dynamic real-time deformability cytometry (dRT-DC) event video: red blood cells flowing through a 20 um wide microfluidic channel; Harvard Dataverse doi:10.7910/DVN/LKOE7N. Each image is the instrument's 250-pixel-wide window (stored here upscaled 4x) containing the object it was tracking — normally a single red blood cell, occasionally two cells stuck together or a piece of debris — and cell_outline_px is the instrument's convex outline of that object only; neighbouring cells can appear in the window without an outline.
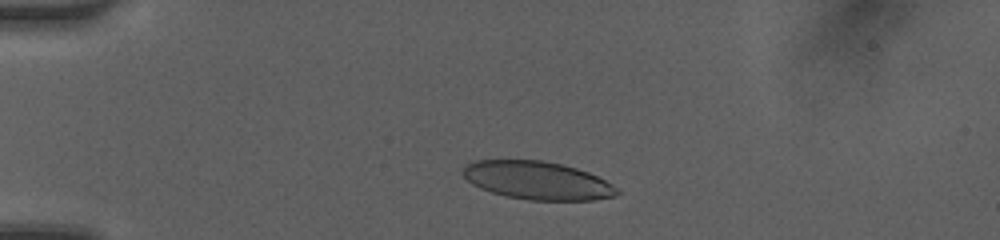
{"species": "human", "species_latin": "Homo sapiens", "temperature_condition": "room temperature", "stored_images_in_passage": 43, "camera_frame_rate_fps": 3000, "um_per_image_px": 0.085, "donor": {"sex": "female"}, "frame": {"image": 1, "passage_image": 6, "time_ms": 1.667, "image_size_px": [1000, 240], "cell_outline_px": [[620, 192], [616, 196], [592, 200], [528, 200], [508, 196], [492, 192], [480, 188], [472, 184], [460, 172], [468, 164], [476, 160], [540, 160], [560, 164], [576, 168], [588, 172], [612, 184]], "centroid_in_image_um": [45.67, 15.34], "position_along_channel_um": 39.3, "area_um2": 33.99}}
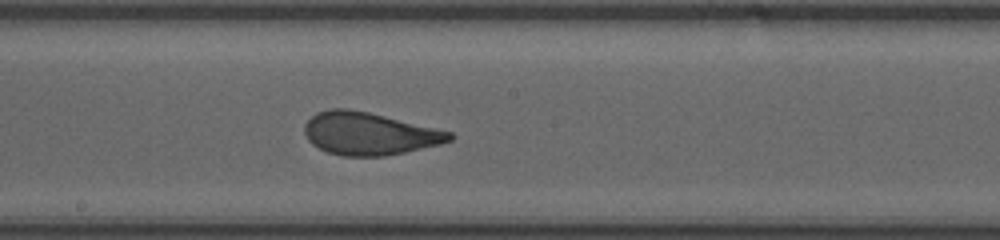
{"frame": {"image": 2, "passage_image": 22, "time_ms": 7.0, "image_size_px": [1000, 240], "cell_outline_px": [[456, 136], [452, 140], [440, 144], [404, 152], [384, 156], [344, 156], [328, 152], [312, 144], [308, 140], [304, 132], [304, 124], [316, 112], [328, 108], [348, 108], [368, 112], [452, 132]], "centroid_in_image_um": [31.36, 11.35], "position_along_channel_um": 216.8, "area_um2": 35.89}}
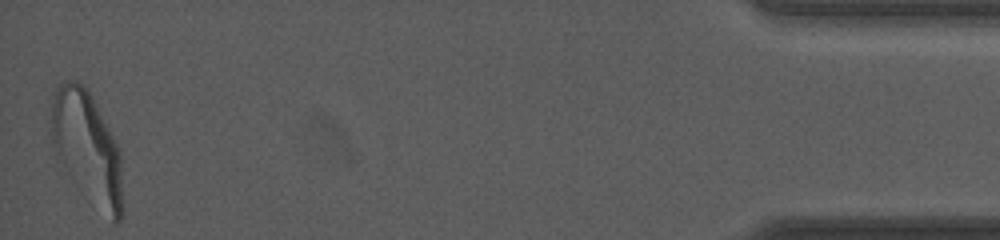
{"frame": {"image": 3, "passage_image": 43, "time_ms": 14.0, "image_size_px": [1000, 240], "cell_outline_px": [[124, 208], [120, 220], [116, 224], [112, 220], [56, 160], [52, 148], [48, 96], [64, 80], [76, 80], [92, 96], [120, 152]], "centroid_in_image_um": [7.34, 12.45], "position_along_channel_um": 427.9, "area_um2": 46.3}, "authors_computed_cell_mechanics": {"area_um2": 36.414, "velocity_mm_per_s": 4.1699, "shape_relaxation_time_tau1_ms": 7.1344, "shape_relaxation_time_tau2_ms": null, "deformation_change_tau1": 0.2185, "deformation_change_tau2": null}}